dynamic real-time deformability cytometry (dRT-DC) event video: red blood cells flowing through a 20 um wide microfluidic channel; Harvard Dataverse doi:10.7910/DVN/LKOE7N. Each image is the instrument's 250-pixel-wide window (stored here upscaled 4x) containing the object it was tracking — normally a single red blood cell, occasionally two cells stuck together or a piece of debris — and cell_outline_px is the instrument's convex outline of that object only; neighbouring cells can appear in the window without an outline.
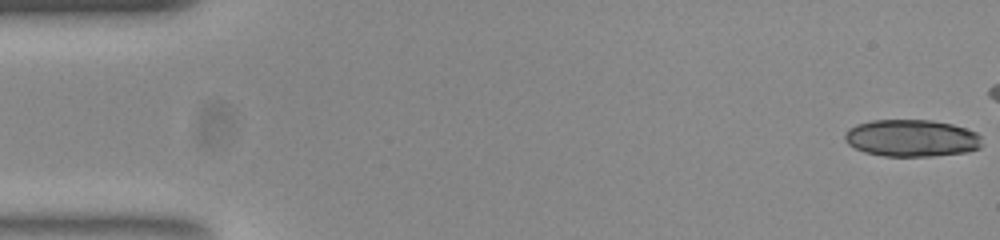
{"species": "common noctule bat (a hibernating species)", "species_latin": "Nyctalus noctula", "temperature_condition": "room temperature", "stored_images_in_passage": 16, "camera_frame_rate_fps": 3000, "um_per_image_px": 0.085, "animal": {"sex": "female", "body_mass_g": 23.0, "forearm_length_mm": 53.4}, "frame": {"image": 1, "passage_image": 1, "time_ms": 0.0, "image_size_px": [1000, 240], "cell_outline_px": [[980, 148], [968, 152], [932, 156], [884, 156], [864, 152], [848, 144], [844, 140], [844, 132], [848, 128], [856, 124], [872, 120], [932, 120], [952, 124], [976, 132], [980, 136]], "centroid_in_image_um": [77.45, 11.74], "position_along_channel_um": 7.5, "area_um2": 29.77}}